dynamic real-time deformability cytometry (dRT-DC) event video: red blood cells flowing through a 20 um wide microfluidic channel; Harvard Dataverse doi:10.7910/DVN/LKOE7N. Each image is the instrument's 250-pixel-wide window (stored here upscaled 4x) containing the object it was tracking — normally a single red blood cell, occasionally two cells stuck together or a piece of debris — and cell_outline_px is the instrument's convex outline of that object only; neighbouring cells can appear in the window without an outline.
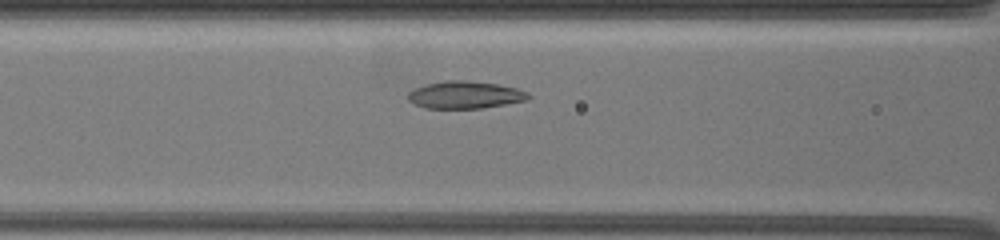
{"species": "common noctule bat (a hibernating species)", "species_latin": "Nyctalus noctula", "temperature_condition": "warm", "stored_images_in_passage": 24, "camera_frame_rate_fps": 3000, "um_per_image_px": 0.085, "animal": {"sex": "female", "body_mass_g": 19.5, "forearm_length_mm": 54.1}, "frame": {"image": 1, "passage_image": 6, "time_ms": 5.0, "image_size_px": [1000, 240], "cell_outline_px": [[532, 96], [528, 100], [484, 108], [424, 108], [408, 100], [408, 92], [424, 84], [444, 80], [468, 80], [496, 84], [516, 88], [528, 92]], "centroid_in_image_um": [39.54, 8.06], "position_along_channel_um": 127.1, "area_um2": 19.31}}
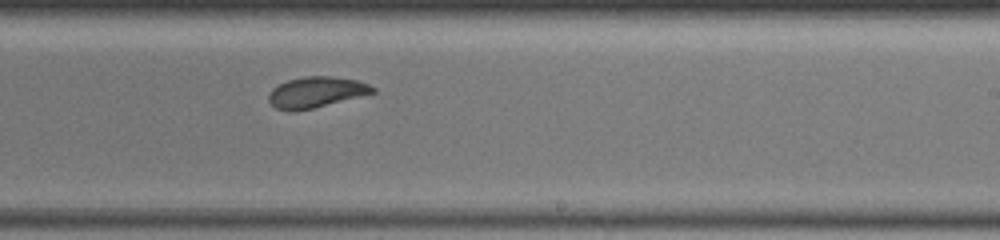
{"frame": {"image": 2, "passage_image": 13, "time_ms": 9.0, "image_size_px": [1000, 240], "cell_outline_px": [[376, 92], [296, 112], [292, 112], [276, 108], [268, 100], [268, 92], [272, 88], [288, 80], [304, 76], [328, 76], [356, 80], [368, 84], [376, 88]], "centroid_in_image_um": [26.83, 7.84], "position_along_channel_um": 262.2, "area_um2": 18.55}}
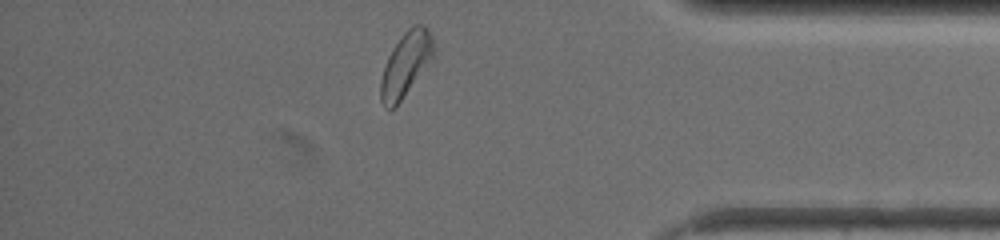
{"frame": {"image": 3, "passage_image": 21, "time_ms": 13.667, "image_size_px": [1000, 240], "cell_outline_px": [[436, 48], [432, 56], [396, 108], [384, 108], [380, 100], [380, 80], [388, 56], [392, 48], [404, 32], [412, 24], [424, 24], [428, 28], [432, 36]], "centroid_in_image_um": [34.47, 5.44], "position_along_channel_um": 400.7, "area_um2": 19.71}}